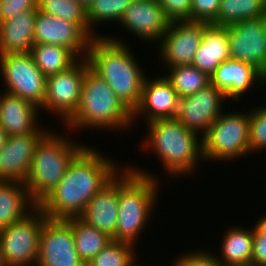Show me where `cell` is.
<instances>
[{"label": "cell", "mask_w": 266, "mask_h": 266, "mask_svg": "<svg viewBox=\"0 0 266 266\" xmlns=\"http://www.w3.org/2000/svg\"><path fill=\"white\" fill-rule=\"evenodd\" d=\"M250 154L266 149V104L249 109Z\"/></svg>", "instance_id": "33"}, {"label": "cell", "mask_w": 266, "mask_h": 266, "mask_svg": "<svg viewBox=\"0 0 266 266\" xmlns=\"http://www.w3.org/2000/svg\"><path fill=\"white\" fill-rule=\"evenodd\" d=\"M170 22L156 0H133L118 24L140 40L155 41V45L167 31Z\"/></svg>", "instance_id": "17"}, {"label": "cell", "mask_w": 266, "mask_h": 266, "mask_svg": "<svg viewBox=\"0 0 266 266\" xmlns=\"http://www.w3.org/2000/svg\"><path fill=\"white\" fill-rule=\"evenodd\" d=\"M37 10L78 24L91 38L100 36L89 28L87 9L76 0H38Z\"/></svg>", "instance_id": "30"}, {"label": "cell", "mask_w": 266, "mask_h": 266, "mask_svg": "<svg viewBox=\"0 0 266 266\" xmlns=\"http://www.w3.org/2000/svg\"><path fill=\"white\" fill-rule=\"evenodd\" d=\"M194 250L193 252L181 253L171 266H223L212 251Z\"/></svg>", "instance_id": "34"}, {"label": "cell", "mask_w": 266, "mask_h": 266, "mask_svg": "<svg viewBox=\"0 0 266 266\" xmlns=\"http://www.w3.org/2000/svg\"><path fill=\"white\" fill-rule=\"evenodd\" d=\"M48 131L41 125L34 133L8 137L0 150V181L26 182L35 147Z\"/></svg>", "instance_id": "16"}, {"label": "cell", "mask_w": 266, "mask_h": 266, "mask_svg": "<svg viewBox=\"0 0 266 266\" xmlns=\"http://www.w3.org/2000/svg\"><path fill=\"white\" fill-rule=\"evenodd\" d=\"M251 266H266V242H253Z\"/></svg>", "instance_id": "38"}, {"label": "cell", "mask_w": 266, "mask_h": 266, "mask_svg": "<svg viewBox=\"0 0 266 266\" xmlns=\"http://www.w3.org/2000/svg\"><path fill=\"white\" fill-rule=\"evenodd\" d=\"M119 175L118 219L113 241H124L134 245L141 238L157 204L159 177L141 167L125 166ZM145 227V228H144Z\"/></svg>", "instance_id": "3"}, {"label": "cell", "mask_w": 266, "mask_h": 266, "mask_svg": "<svg viewBox=\"0 0 266 266\" xmlns=\"http://www.w3.org/2000/svg\"><path fill=\"white\" fill-rule=\"evenodd\" d=\"M84 77L85 58L78 59L65 71L46 77L45 97L40 109L56 114L65 123L79 105Z\"/></svg>", "instance_id": "10"}, {"label": "cell", "mask_w": 266, "mask_h": 266, "mask_svg": "<svg viewBox=\"0 0 266 266\" xmlns=\"http://www.w3.org/2000/svg\"><path fill=\"white\" fill-rule=\"evenodd\" d=\"M46 218L36 206L23 219L0 229V246L7 266H36Z\"/></svg>", "instance_id": "8"}, {"label": "cell", "mask_w": 266, "mask_h": 266, "mask_svg": "<svg viewBox=\"0 0 266 266\" xmlns=\"http://www.w3.org/2000/svg\"><path fill=\"white\" fill-rule=\"evenodd\" d=\"M132 1L133 0H93L87 8L89 28L94 32L96 24H106L112 21L118 23L124 11Z\"/></svg>", "instance_id": "32"}, {"label": "cell", "mask_w": 266, "mask_h": 266, "mask_svg": "<svg viewBox=\"0 0 266 266\" xmlns=\"http://www.w3.org/2000/svg\"><path fill=\"white\" fill-rule=\"evenodd\" d=\"M170 20H191L192 0H156Z\"/></svg>", "instance_id": "36"}, {"label": "cell", "mask_w": 266, "mask_h": 266, "mask_svg": "<svg viewBox=\"0 0 266 266\" xmlns=\"http://www.w3.org/2000/svg\"><path fill=\"white\" fill-rule=\"evenodd\" d=\"M135 247L129 242L112 240L86 266H136Z\"/></svg>", "instance_id": "31"}, {"label": "cell", "mask_w": 266, "mask_h": 266, "mask_svg": "<svg viewBox=\"0 0 266 266\" xmlns=\"http://www.w3.org/2000/svg\"><path fill=\"white\" fill-rule=\"evenodd\" d=\"M179 97L165 76L146 77L139 105L132 112L133 121L145 117L148 123L156 119L176 118Z\"/></svg>", "instance_id": "18"}, {"label": "cell", "mask_w": 266, "mask_h": 266, "mask_svg": "<svg viewBox=\"0 0 266 266\" xmlns=\"http://www.w3.org/2000/svg\"><path fill=\"white\" fill-rule=\"evenodd\" d=\"M220 254L216 258L223 266H251L254 230L232 226L223 234ZM220 255V257H219Z\"/></svg>", "instance_id": "25"}, {"label": "cell", "mask_w": 266, "mask_h": 266, "mask_svg": "<svg viewBox=\"0 0 266 266\" xmlns=\"http://www.w3.org/2000/svg\"><path fill=\"white\" fill-rule=\"evenodd\" d=\"M38 109L19 96L0 93V127L8 136L34 133L41 126Z\"/></svg>", "instance_id": "21"}, {"label": "cell", "mask_w": 266, "mask_h": 266, "mask_svg": "<svg viewBox=\"0 0 266 266\" xmlns=\"http://www.w3.org/2000/svg\"><path fill=\"white\" fill-rule=\"evenodd\" d=\"M66 221L72 226L75 248L85 265L112 241V237L88 225L80 218H71Z\"/></svg>", "instance_id": "26"}, {"label": "cell", "mask_w": 266, "mask_h": 266, "mask_svg": "<svg viewBox=\"0 0 266 266\" xmlns=\"http://www.w3.org/2000/svg\"><path fill=\"white\" fill-rule=\"evenodd\" d=\"M263 16H266V0H221L218 17L211 24L225 27Z\"/></svg>", "instance_id": "28"}, {"label": "cell", "mask_w": 266, "mask_h": 266, "mask_svg": "<svg viewBox=\"0 0 266 266\" xmlns=\"http://www.w3.org/2000/svg\"><path fill=\"white\" fill-rule=\"evenodd\" d=\"M114 36L102 33L92 38L86 59L89 67L108 83L121 102L133 112L139 105L143 84L148 76L144 75L126 41Z\"/></svg>", "instance_id": "2"}, {"label": "cell", "mask_w": 266, "mask_h": 266, "mask_svg": "<svg viewBox=\"0 0 266 266\" xmlns=\"http://www.w3.org/2000/svg\"><path fill=\"white\" fill-rule=\"evenodd\" d=\"M165 78L172 84L179 99L191 96L211 84V78L193 65L166 67Z\"/></svg>", "instance_id": "29"}, {"label": "cell", "mask_w": 266, "mask_h": 266, "mask_svg": "<svg viewBox=\"0 0 266 266\" xmlns=\"http://www.w3.org/2000/svg\"><path fill=\"white\" fill-rule=\"evenodd\" d=\"M36 266H86L76 251L72 226L66 220L45 219Z\"/></svg>", "instance_id": "13"}, {"label": "cell", "mask_w": 266, "mask_h": 266, "mask_svg": "<svg viewBox=\"0 0 266 266\" xmlns=\"http://www.w3.org/2000/svg\"><path fill=\"white\" fill-rule=\"evenodd\" d=\"M259 221L253 227L254 240L253 242H266V214L259 217Z\"/></svg>", "instance_id": "39"}, {"label": "cell", "mask_w": 266, "mask_h": 266, "mask_svg": "<svg viewBox=\"0 0 266 266\" xmlns=\"http://www.w3.org/2000/svg\"><path fill=\"white\" fill-rule=\"evenodd\" d=\"M36 206L25 183L0 181V229L23 219Z\"/></svg>", "instance_id": "24"}, {"label": "cell", "mask_w": 266, "mask_h": 266, "mask_svg": "<svg viewBox=\"0 0 266 266\" xmlns=\"http://www.w3.org/2000/svg\"><path fill=\"white\" fill-rule=\"evenodd\" d=\"M221 0H192L191 21L211 24L217 17Z\"/></svg>", "instance_id": "35"}, {"label": "cell", "mask_w": 266, "mask_h": 266, "mask_svg": "<svg viewBox=\"0 0 266 266\" xmlns=\"http://www.w3.org/2000/svg\"><path fill=\"white\" fill-rule=\"evenodd\" d=\"M0 266H7L4 256H3V251L1 249V246H0Z\"/></svg>", "instance_id": "42"}, {"label": "cell", "mask_w": 266, "mask_h": 266, "mask_svg": "<svg viewBox=\"0 0 266 266\" xmlns=\"http://www.w3.org/2000/svg\"><path fill=\"white\" fill-rule=\"evenodd\" d=\"M119 174L120 172L92 197L79 217L112 238L115 235L119 213Z\"/></svg>", "instance_id": "20"}, {"label": "cell", "mask_w": 266, "mask_h": 266, "mask_svg": "<svg viewBox=\"0 0 266 266\" xmlns=\"http://www.w3.org/2000/svg\"><path fill=\"white\" fill-rule=\"evenodd\" d=\"M91 39L78 24L37 10L34 29L35 44L65 47L80 59L86 58Z\"/></svg>", "instance_id": "15"}, {"label": "cell", "mask_w": 266, "mask_h": 266, "mask_svg": "<svg viewBox=\"0 0 266 266\" xmlns=\"http://www.w3.org/2000/svg\"><path fill=\"white\" fill-rule=\"evenodd\" d=\"M76 1H78L80 4H82L86 9L93 2V0H76Z\"/></svg>", "instance_id": "41"}, {"label": "cell", "mask_w": 266, "mask_h": 266, "mask_svg": "<svg viewBox=\"0 0 266 266\" xmlns=\"http://www.w3.org/2000/svg\"><path fill=\"white\" fill-rule=\"evenodd\" d=\"M132 112L121 102L108 83L94 72L85 58V77L79 105L64 123L67 129L122 130L132 127ZM85 127V128H84ZM99 128V129H98Z\"/></svg>", "instance_id": "4"}, {"label": "cell", "mask_w": 266, "mask_h": 266, "mask_svg": "<svg viewBox=\"0 0 266 266\" xmlns=\"http://www.w3.org/2000/svg\"><path fill=\"white\" fill-rule=\"evenodd\" d=\"M30 54L46 77L67 70L79 59L70 49L51 44H35Z\"/></svg>", "instance_id": "27"}, {"label": "cell", "mask_w": 266, "mask_h": 266, "mask_svg": "<svg viewBox=\"0 0 266 266\" xmlns=\"http://www.w3.org/2000/svg\"><path fill=\"white\" fill-rule=\"evenodd\" d=\"M230 59L253 65L266 77V16L227 26Z\"/></svg>", "instance_id": "12"}, {"label": "cell", "mask_w": 266, "mask_h": 266, "mask_svg": "<svg viewBox=\"0 0 266 266\" xmlns=\"http://www.w3.org/2000/svg\"><path fill=\"white\" fill-rule=\"evenodd\" d=\"M146 124L147 137L142 141L143 149L158 156L165 174L175 178L197 171L198 163L204 161L200 135L188 130L176 118L156 119Z\"/></svg>", "instance_id": "5"}, {"label": "cell", "mask_w": 266, "mask_h": 266, "mask_svg": "<svg viewBox=\"0 0 266 266\" xmlns=\"http://www.w3.org/2000/svg\"><path fill=\"white\" fill-rule=\"evenodd\" d=\"M210 24L203 21L174 20L163 34L159 45V58L163 67L192 65L204 30Z\"/></svg>", "instance_id": "11"}, {"label": "cell", "mask_w": 266, "mask_h": 266, "mask_svg": "<svg viewBox=\"0 0 266 266\" xmlns=\"http://www.w3.org/2000/svg\"><path fill=\"white\" fill-rule=\"evenodd\" d=\"M86 146L71 162L58 185L37 206L49 219L79 218L88 202L123 168Z\"/></svg>", "instance_id": "1"}, {"label": "cell", "mask_w": 266, "mask_h": 266, "mask_svg": "<svg viewBox=\"0 0 266 266\" xmlns=\"http://www.w3.org/2000/svg\"><path fill=\"white\" fill-rule=\"evenodd\" d=\"M244 112V113H243ZM223 112L202 137L204 161H230L247 158L249 147V112Z\"/></svg>", "instance_id": "7"}, {"label": "cell", "mask_w": 266, "mask_h": 266, "mask_svg": "<svg viewBox=\"0 0 266 266\" xmlns=\"http://www.w3.org/2000/svg\"><path fill=\"white\" fill-rule=\"evenodd\" d=\"M38 0H0V22L29 10H37Z\"/></svg>", "instance_id": "37"}, {"label": "cell", "mask_w": 266, "mask_h": 266, "mask_svg": "<svg viewBox=\"0 0 266 266\" xmlns=\"http://www.w3.org/2000/svg\"><path fill=\"white\" fill-rule=\"evenodd\" d=\"M225 101V93L209 84L197 93L179 99L176 119L202 138L210 125L224 112Z\"/></svg>", "instance_id": "14"}, {"label": "cell", "mask_w": 266, "mask_h": 266, "mask_svg": "<svg viewBox=\"0 0 266 266\" xmlns=\"http://www.w3.org/2000/svg\"><path fill=\"white\" fill-rule=\"evenodd\" d=\"M230 59L227 26L210 24L203 32L192 65L210 77L217 67Z\"/></svg>", "instance_id": "23"}, {"label": "cell", "mask_w": 266, "mask_h": 266, "mask_svg": "<svg viewBox=\"0 0 266 266\" xmlns=\"http://www.w3.org/2000/svg\"><path fill=\"white\" fill-rule=\"evenodd\" d=\"M57 134L49 129L37 143L32 157L25 186L36 205L58 185L73 159L87 146L72 142L73 138L64 133Z\"/></svg>", "instance_id": "6"}, {"label": "cell", "mask_w": 266, "mask_h": 266, "mask_svg": "<svg viewBox=\"0 0 266 266\" xmlns=\"http://www.w3.org/2000/svg\"><path fill=\"white\" fill-rule=\"evenodd\" d=\"M36 14L37 10H29L0 22V55L30 53L35 45Z\"/></svg>", "instance_id": "22"}, {"label": "cell", "mask_w": 266, "mask_h": 266, "mask_svg": "<svg viewBox=\"0 0 266 266\" xmlns=\"http://www.w3.org/2000/svg\"><path fill=\"white\" fill-rule=\"evenodd\" d=\"M8 137L6 132L0 127V150L5 146Z\"/></svg>", "instance_id": "40"}, {"label": "cell", "mask_w": 266, "mask_h": 266, "mask_svg": "<svg viewBox=\"0 0 266 266\" xmlns=\"http://www.w3.org/2000/svg\"><path fill=\"white\" fill-rule=\"evenodd\" d=\"M0 72L5 92L28 100L38 108L43 105L46 76L30 53L1 54Z\"/></svg>", "instance_id": "9"}, {"label": "cell", "mask_w": 266, "mask_h": 266, "mask_svg": "<svg viewBox=\"0 0 266 266\" xmlns=\"http://www.w3.org/2000/svg\"><path fill=\"white\" fill-rule=\"evenodd\" d=\"M210 78L211 84L223 91L228 100L234 101L241 100V96L250 92L249 88L257 83V88L259 84L266 86V77L259 70L249 63L234 59L221 63Z\"/></svg>", "instance_id": "19"}]
</instances>
